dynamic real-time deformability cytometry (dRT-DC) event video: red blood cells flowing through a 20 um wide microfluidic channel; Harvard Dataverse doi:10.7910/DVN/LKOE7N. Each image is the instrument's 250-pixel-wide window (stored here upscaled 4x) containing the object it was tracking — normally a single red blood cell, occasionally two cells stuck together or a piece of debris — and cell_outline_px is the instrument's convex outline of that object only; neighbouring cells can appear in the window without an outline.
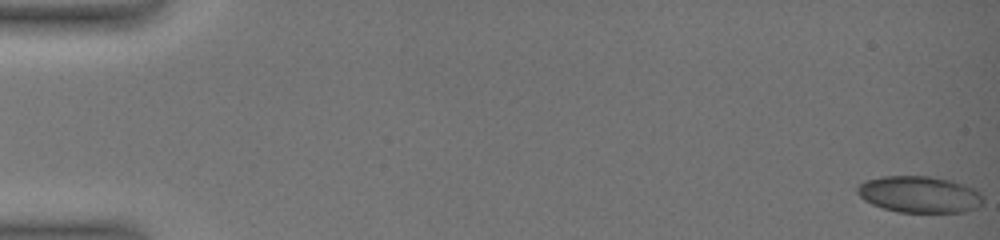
{"species": "common noctule bat (a hibernating species)", "species_latin": "Nyctalus noctula", "temperature_condition": "warm", "stored_images_in_passage": 12, "camera_frame_rate_fps": 3000, "um_per_image_px": 0.085, "animal": {"sex": "female", "body_mass_g": 19.0, "forearm_length_mm": 51.5}, "frame": {"image": 1, "passage_image": 1, "time_ms": 0.0, "image_size_px": [1000, 240], "cell_outline_px": [[984, 200], [976, 208], [964, 212], [900, 212], [884, 208], [872, 204], [864, 200], [856, 192], [856, 188], [864, 180], [884, 176], [928, 176], [952, 180], [968, 184], [976, 188], [984, 196]], "centroid_in_image_um": [78.19, 16.51], "position_along_channel_um": 6.8, "area_um2": 27.11}}
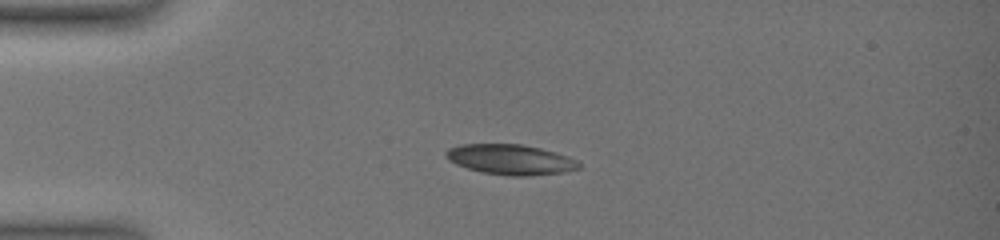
{"frame": {"image": 2, "passage_image": 9, "time_ms": 5.0, "image_size_px": [1000, 240], "cell_outline_px": [[580, 168], [564, 172], [528, 176], [508, 176], [480, 172], [456, 164], [448, 160], [444, 156], [444, 152], [448, 148], [460, 144], [524, 144], [556, 152], [580, 160]], "centroid_in_image_um": [43.39, 13.56], "position_along_channel_um": 41.6, "area_um2": 23.76}}
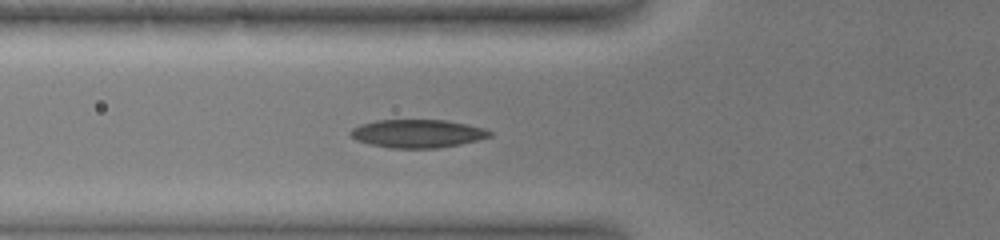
{"frame": {"image": 3, "passage_image": 12, "time_ms": 7.333, "image_size_px": [1000, 240], "cell_outline_px": [[492, 136], [460, 144], [436, 148], [388, 148], [368, 144], [356, 140], [348, 136], [348, 132], [352, 128], [360, 124], [376, 120], [448, 120], [468, 124], [484, 128], [492, 132]], "centroid_in_image_um": [35.43, 11.35], "position_along_channel_um": 90.4, "area_um2": 23.12}}